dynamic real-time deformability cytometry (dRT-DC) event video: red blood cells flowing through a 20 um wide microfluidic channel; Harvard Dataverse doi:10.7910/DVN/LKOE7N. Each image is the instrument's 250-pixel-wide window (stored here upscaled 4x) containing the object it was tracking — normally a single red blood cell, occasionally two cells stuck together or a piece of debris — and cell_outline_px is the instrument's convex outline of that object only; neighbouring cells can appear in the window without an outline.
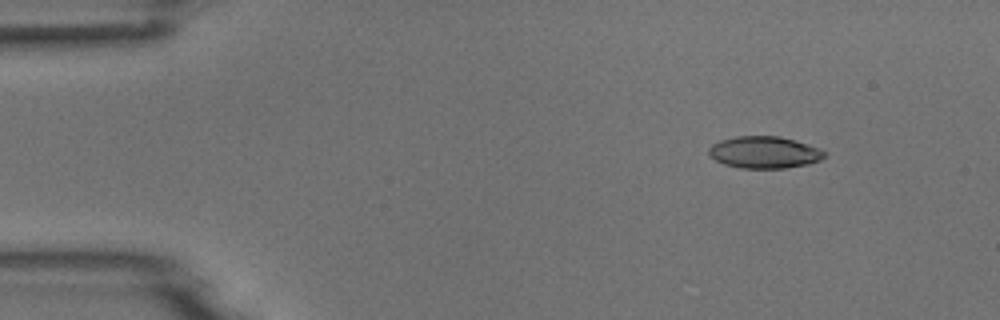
{"species": "common noctule bat (a hibernating species)", "species_latin": "Nyctalus noctula", "temperature_condition": "room temperature", "stored_images_in_passage": 5, "camera_frame_rate_fps": 3000, "um_per_image_px": 0.085, "animal": {"sex": "male", "body_mass_g": 18.8}, "frame": {"image": 1, "passage_image": 2, "time_ms": 1.0, "image_size_px": [1000, 320], "cell_outline_px": [[828, 152], [820, 160], [808, 164], [784, 168], [740, 168], [724, 164], [716, 160], [708, 152], [708, 148], [712, 144], [720, 140], [736, 136], [780, 136], [820, 148]], "centroid_in_image_um": [64.97, 12.94], "position_along_channel_um": 20.0, "area_um2": 21.5}}
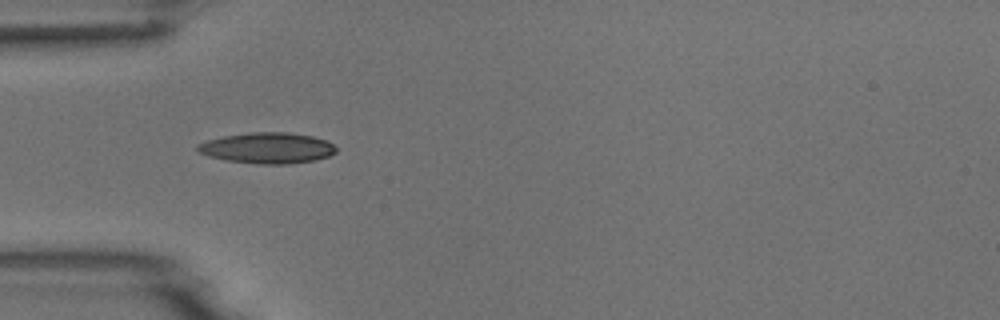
{"frame": {"image": 2, "passage_image": 4, "time_ms": 4.333, "image_size_px": [1000, 320], "cell_outline_px": [[336, 152], [328, 156], [316, 160], [288, 164], [256, 164], [228, 160], [208, 156], [200, 152], [196, 148], [196, 144], [208, 140], [224, 136], [252, 132], [288, 132], [312, 136], [324, 140], [332, 144], [336, 148]], "centroid_in_image_um": [22.73, 12.58], "position_along_channel_um": 62.3, "area_um2": 24.8}}
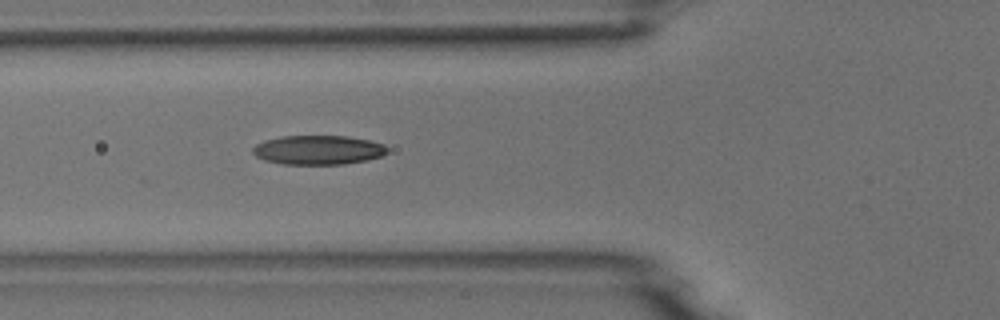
{"frame": {"image": 3, "passage_image": 5, "time_ms": 5.333, "image_size_px": [1000, 320], "cell_outline_px": [[388, 152], [380, 156], [368, 160], [344, 164], [284, 164], [264, 160], [256, 156], [252, 152], [252, 148], [256, 144], [264, 140], [280, 136], [348, 136], [368, 140], [384, 144], [388, 148]], "centroid_in_image_um": [27.04, 12.74], "position_along_channel_um": 98.8, "area_um2": 23.0}}